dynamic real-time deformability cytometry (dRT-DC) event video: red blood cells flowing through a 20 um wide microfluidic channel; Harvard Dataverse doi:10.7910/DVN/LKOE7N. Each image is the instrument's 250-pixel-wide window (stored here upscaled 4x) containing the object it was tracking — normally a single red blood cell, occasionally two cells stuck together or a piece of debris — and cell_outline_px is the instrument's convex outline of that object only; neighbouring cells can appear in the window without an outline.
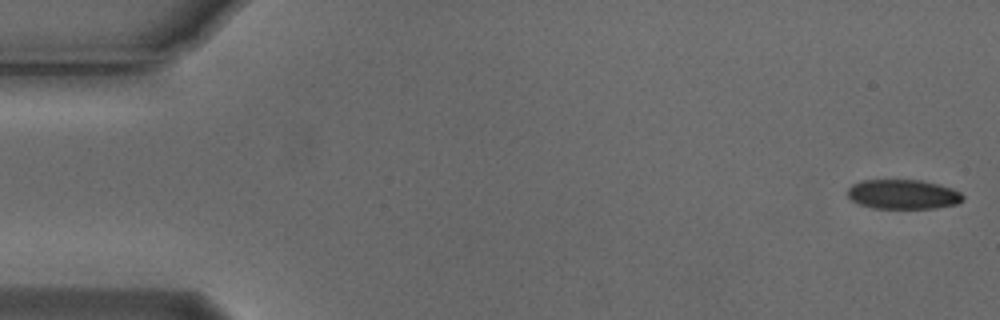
{"species": "Egyptian fruit bat (a non-hibernating species)", "species_latin": "Rousettus aegyptiacus", "temperature_condition": "cold", "stored_images_in_passage": 55, "camera_frame_rate_fps": 3000, "um_per_image_px": 0.085, "animal": {"sex": "male"}, "frame": {"image": 1, "passage_image": 1, "time_ms": 0.0, "image_size_px": [1000, 320], "cell_outline_px": [[964, 196], [956, 204], [936, 208], [872, 208], [860, 204], [852, 200], [848, 196], [848, 188], [852, 184], [860, 180], [920, 180], [952, 188], [960, 192]], "centroid_in_image_um": [76.73, 16.51], "position_along_channel_um": 8.3, "area_um2": 19.71}}
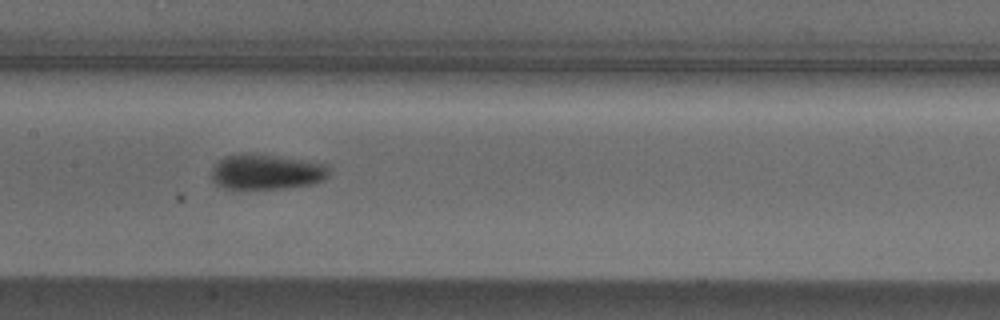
{"frame": {"image": 2, "passage_image": 26, "time_ms": 8.333, "image_size_px": [1000, 320], "cell_outline_px": [[328, 176], [324, 180], [312, 184], [284, 188], [224, 188], [216, 184], [212, 180], [212, 168], [224, 156], [248, 152], [328, 164]], "centroid_in_image_um": [22.64, 14.6], "position_along_channel_um": 184.8, "area_um2": 23.99}}
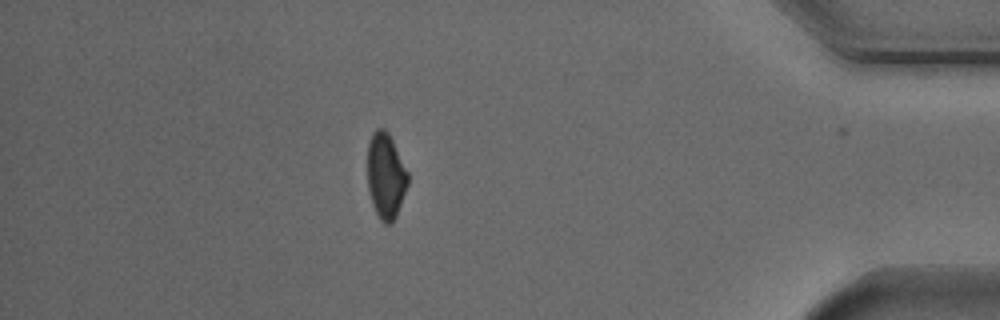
{"frame": {"image": 3, "passage_image": 47, "time_ms": 15.333, "image_size_px": [1000, 320], "cell_outline_px": [[408, 184], [396, 216], [388, 224], [384, 224], [380, 220], [372, 204], [368, 188], [368, 140], [372, 132], [376, 128], [384, 128], [388, 132], [408, 172]], "centroid_in_image_um": [32.78, 14.92], "position_along_channel_um": 402.4, "area_um2": 20.06}, "authors_computed_cell_mechanics": {"area_um2": 22.0796, "velocity_mm_per_s": 3.7687, "shape_relaxation_time_tau1_ms": 2.7255, "shape_relaxation_time_tau2_ms": null, "deformation_change_tau1": 0.1014, "deformation_change_tau2": null}}